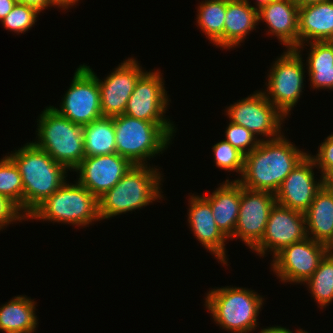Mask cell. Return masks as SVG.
Listing matches in <instances>:
<instances>
[{
    "label": "cell",
    "mask_w": 333,
    "mask_h": 333,
    "mask_svg": "<svg viewBox=\"0 0 333 333\" xmlns=\"http://www.w3.org/2000/svg\"><path fill=\"white\" fill-rule=\"evenodd\" d=\"M308 153L295 147L284 135L262 139L259 145L244 156L241 179L244 188L275 194L284 179Z\"/></svg>",
    "instance_id": "cell-1"
},
{
    "label": "cell",
    "mask_w": 333,
    "mask_h": 333,
    "mask_svg": "<svg viewBox=\"0 0 333 333\" xmlns=\"http://www.w3.org/2000/svg\"><path fill=\"white\" fill-rule=\"evenodd\" d=\"M18 166L24 189V214L28 216L65 182L68 169L32 142L9 155Z\"/></svg>",
    "instance_id": "cell-2"
},
{
    "label": "cell",
    "mask_w": 333,
    "mask_h": 333,
    "mask_svg": "<svg viewBox=\"0 0 333 333\" xmlns=\"http://www.w3.org/2000/svg\"><path fill=\"white\" fill-rule=\"evenodd\" d=\"M159 169L133 165L120 181L98 198L100 220L142 209L163 198Z\"/></svg>",
    "instance_id": "cell-3"
},
{
    "label": "cell",
    "mask_w": 333,
    "mask_h": 333,
    "mask_svg": "<svg viewBox=\"0 0 333 333\" xmlns=\"http://www.w3.org/2000/svg\"><path fill=\"white\" fill-rule=\"evenodd\" d=\"M37 122L38 139L32 143L73 171L85 158L83 126L74 124L52 106L42 111Z\"/></svg>",
    "instance_id": "cell-4"
},
{
    "label": "cell",
    "mask_w": 333,
    "mask_h": 333,
    "mask_svg": "<svg viewBox=\"0 0 333 333\" xmlns=\"http://www.w3.org/2000/svg\"><path fill=\"white\" fill-rule=\"evenodd\" d=\"M263 299L254 290L225 286L207 292L205 307L222 329L249 333L258 326Z\"/></svg>",
    "instance_id": "cell-5"
},
{
    "label": "cell",
    "mask_w": 333,
    "mask_h": 333,
    "mask_svg": "<svg viewBox=\"0 0 333 333\" xmlns=\"http://www.w3.org/2000/svg\"><path fill=\"white\" fill-rule=\"evenodd\" d=\"M29 219L86 227L100 221L98 199L78 181L75 184L66 181L27 216Z\"/></svg>",
    "instance_id": "cell-6"
},
{
    "label": "cell",
    "mask_w": 333,
    "mask_h": 333,
    "mask_svg": "<svg viewBox=\"0 0 333 333\" xmlns=\"http://www.w3.org/2000/svg\"><path fill=\"white\" fill-rule=\"evenodd\" d=\"M116 153L133 165H148L158 153H163L172 137L157 123L130 117L126 114L113 117ZM149 158V159H148Z\"/></svg>",
    "instance_id": "cell-7"
},
{
    "label": "cell",
    "mask_w": 333,
    "mask_h": 333,
    "mask_svg": "<svg viewBox=\"0 0 333 333\" xmlns=\"http://www.w3.org/2000/svg\"><path fill=\"white\" fill-rule=\"evenodd\" d=\"M279 56L268 75L267 99L287 118L291 109L296 106L304 88L305 71L302 53L287 49Z\"/></svg>",
    "instance_id": "cell-8"
},
{
    "label": "cell",
    "mask_w": 333,
    "mask_h": 333,
    "mask_svg": "<svg viewBox=\"0 0 333 333\" xmlns=\"http://www.w3.org/2000/svg\"><path fill=\"white\" fill-rule=\"evenodd\" d=\"M160 74L159 70L146 71L138 79L124 114L148 122H155L174 138L175 125L170 119L165 118L164 114L170 100L164 87L162 74Z\"/></svg>",
    "instance_id": "cell-9"
},
{
    "label": "cell",
    "mask_w": 333,
    "mask_h": 333,
    "mask_svg": "<svg viewBox=\"0 0 333 333\" xmlns=\"http://www.w3.org/2000/svg\"><path fill=\"white\" fill-rule=\"evenodd\" d=\"M52 107L77 125L84 126L102 117L97 76L90 66L83 64L77 68L60 109Z\"/></svg>",
    "instance_id": "cell-10"
},
{
    "label": "cell",
    "mask_w": 333,
    "mask_h": 333,
    "mask_svg": "<svg viewBox=\"0 0 333 333\" xmlns=\"http://www.w3.org/2000/svg\"><path fill=\"white\" fill-rule=\"evenodd\" d=\"M229 121L241 125L257 136L268 140L282 135L281 124L286 118L266 97L264 91H256L226 109Z\"/></svg>",
    "instance_id": "cell-11"
},
{
    "label": "cell",
    "mask_w": 333,
    "mask_h": 333,
    "mask_svg": "<svg viewBox=\"0 0 333 333\" xmlns=\"http://www.w3.org/2000/svg\"><path fill=\"white\" fill-rule=\"evenodd\" d=\"M327 253L325 244L306 237L283 248L272 257V271L284 283L305 284Z\"/></svg>",
    "instance_id": "cell-12"
},
{
    "label": "cell",
    "mask_w": 333,
    "mask_h": 333,
    "mask_svg": "<svg viewBox=\"0 0 333 333\" xmlns=\"http://www.w3.org/2000/svg\"><path fill=\"white\" fill-rule=\"evenodd\" d=\"M305 225L303 212L275 203L270 211L264 235L252 250L260 257L271 251L274 257L283 248L307 237Z\"/></svg>",
    "instance_id": "cell-13"
},
{
    "label": "cell",
    "mask_w": 333,
    "mask_h": 333,
    "mask_svg": "<svg viewBox=\"0 0 333 333\" xmlns=\"http://www.w3.org/2000/svg\"><path fill=\"white\" fill-rule=\"evenodd\" d=\"M275 194L244 188L241 185L240 210L234 234L252 249L263 237Z\"/></svg>",
    "instance_id": "cell-14"
},
{
    "label": "cell",
    "mask_w": 333,
    "mask_h": 333,
    "mask_svg": "<svg viewBox=\"0 0 333 333\" xmlns=\"http://www.w3.org/2000/svg\"><path fill=\"white\" fill-rule=\"evenodd\" d=\"M145 72L137 60L130 57L109 73L104 81L97 77L102 116L124 114L136 82Z\"/></svg>",
    "instance_id": "cell-15"
},
{
    "label": "cell",
    "mask_w": 333,
    "mask_h": 333,
    "mask_svg": "<svg viewBox=\"0 0 333 333\" xmlns=\"http://www.w3.org/2000/svg\"><path fill=\"white\" fill-rule=\"evenodd\" d=\"M133 164L117 153L85 157L73 170L77 178L97 199L111 190L130 170Z\"/></svg>",
    "instance_id": "cell-16"
},
{
    "label": "cell",
    "mask_w": 333,
    "mask_h": 333,
    "mask_svg": "<svg viewBox=\"0 0 333 333\" xmlns=\"http://www.w3.org/2000/svg\"><path fill=\"white\" fill-rule=\"evenodd\" d=\"M314 167L315 162L308 153L280 185L275 193L276 203L304 213L323 187V176L317 182Z\"/></svg>",
    "instance_id": "cell-17"
},
{
    "label": "cell",
    "mask_w": 333,
    "mask_h": 333,
    "mask_svg": "<svg viewBox=\"0 0 333 333\" xmlns=\"http://www.w3.org/2000/svg\"><path fill=\"white\" fill-rule=\"evenodd\" d=\"M188 223L196 239L227 266L225 242L228 239L217 227L210 203L202 195H190Z\"/></svg>",
    "instance_id": "cell-18"
},
{
    "label": "cell",
    "mask_w": 333,
    "mask_h": 333,
    "mask_svg": "<svg viewBox=\"0 0 333 333\" xmlns=\"http://www.w3.org/2000/svg\"><path fill=\"white\" fill-rule=\"evenodd\" d=\"M299 6L292 0H274L258 10V22H266L268 35H276L287 49L299 46Z\"/></svg>",
    "instance_id": "cell-19"
},
{
    "label": "cell",
    "mask_w": 333,
    "mask_h": 333,
    "mask_svg": "<svg viewBox=\"0 0 333 333\" xmlns=\"http://www.w3.org/2000/svg\"><path fill=\"white\" fill-rule=\"evenodd\" d=\"M299 46L313 41H331L333 38V0L320 1L299 7Z\"/></svg>",
    "instance_id": "cell-20"
},
{
    "label": "cell",
    "mask_w": 333,
    "mask_h": 333,
    "mask_svg": "<svg viewBox=\"0 0 333 333\" xmlns=\"http://www.w3.org/2000/svg\"><path fill=\"white\" fill-rule=\"evenodd\" d=\"M202 196L210 203L217 227L230 238L240 210L241 184L237 180L226 179L210 196Z\"/></svg>",
    "instance_id": "cell-21"
},
{
    "label": "cell",
    "mask_w": 333,
    "mask_h": 333,
    "mask_svg": "<svg viewBox=\"0 0 333 333\" xmlns=\"http://www.w3.org/2000/svg\"><path fill=\"white\" fill-rule=\"evenodd\" d=\"M248 0H227L223 30V48L241 45L249 32L256 29L258 10Z\"/></svg>",
    "instance_id": "cell-22"
},
{
    "label": "cell",
    "mask_w": 333,
    "mask_h": 333,
    "mask_svg": "<svg viewBox=\"0 0 333 333\" xmlns=\"http://www.w3.org/2000/svg\"><path fill=\"white\" fill-rule=\"evenodd\" d=\"M304 215L307 237L326 245L333 237V194L325 186L317 192Z\"/></svg>",
    "instance_id": "cell-23"
},
{
    "label": "cell",
    "mask_w": 333,
    "mask_h": 333,
    "mask_svg": "<svg viewBox=\"0 0 333 333\" xmlns=\"http://www.w3.org/2000/svg\"><path fill=\"white\" fill-rule=\"evenodd\" d=\"M36 303L26 296H15L0 307V331L35 332L38 325Z\"/></svg>",
    "instance_id": "cell-24"
},
{
    "label": "cell",
    "mask_w": 333,
    "mask_h": 333,
    "mask_svg": "<svg viewBox=\"0 0 333 333\" xmlns=\"http://www.w3.org/2000/svg\"><path fill=\"white\" fill-rule=\"evenodd\" d=\"M307 73L314 89L333 90V43L331 41L309 42Z\"/></svg>",
    "instance_id": "cell-25"
},
{
    "label": "cell",
    "mask_w": 333,
    "mask_h": 333,
    "mask_svg": "<svg viewBox=\"0 0 333 333\" xmlns=\"http://www.w3.org/2000/svg\"><path fill=\"white\" fill-rule=\"evenodd\" d=\"M85 157L116 153L113 117L102 116L83 126Z\"/></svg>",
    "instance_id": "cell-26"
},
{
    "label": "cell",
    "mask_w": 333,
    "mask_h": 333,
    "mask_svg": "<svg viewBox=\"0 0 333 333\" xmlns=\"http://www.w3.org/2000/svg\"><path fill=\"white\" fill-rule=\"evenodd\" d=\"M227 0H205L200 2L197 12V26L207 35L213 45L223 50V30Z\"/></svg>",
    "instance_id": "cell-27"
},
{
    "label": "cell",
    "mask_w": 333,
    "mask_h": 333,
    "mask_svg": "<svg viewBox=\"0 0 333 333\" xmlns=\"http://www.w3.org/2000/svg\"><path fill=\"white\" fill-rule=\"evenodd\" d=\"M318 307L326 308L333 301V253H327L313 275L305 282Z\"/></svg>",
    "instance_id": "cell-28"
},
{
    "label": "cell",
    "mask_w": 333,
    "mask_h": 333,
    "mask_svg": "<svg viewBox=\"0 0 333 333\" xmlns=\"http://www.w3.org/2000/svg\"><path fill=\"white\" fill-rule=\"evenodd\" d=\"M0 194L8 197L24 213V189L18 166L9 155L0 160Z\"/></svg>",
    "instance_id": "cell-29"
},
{
    "label": "cell",
    "mask_w": 333,
    "mask_h": 333,
    "mask_svg": "<svg viewBox=\"0 0 333 333\" xmlns=\"http://www.w3.org/2000/svg\"><path fill=\"white\" fill-rule=\"evenodd\" d=\"M38 13L40 14L35 8L17 3L1 23L6 30L16 34L25 33L37 22Z\"/></svg>",
    "instance_id": "cell-30"
},
{
    "label": "cell",
    "mask_w": 333,
    "mask_h": 333,
    "mask_svg": "<svg viewBox=\"0 0 333 333\" xmlns=\"http://www.w3.org/2000/svg\"><path fill=\"white\" fill-rule=\"evenodd\" d=\"M212 148L217 167L228 172L236 171L242 175L244 169V154L225 140L217 142Z\"/></svg>",
    "instance_id": "cell-31"
},
{
    "label": "cell",
    "mask_w": 333,
    "mask_h": 333,
    "mask_svg": "<svg viewBox=\"0 0 333 333\" xmlns=\"http://www.w3.org/2000/svg\"><path fill=\"white\" fill-rule=\"evenodd\" d=\"M225 135L224 140L229 142L244 155L251 153L262 140L257 139V136L245 127L232 123L231 121L226 128Z\"/></svg>",
    "instance_id": "cell-32"
},
{
    "label": "cell",
    "mask_w": 333,
    "mask_h": 333,
    "mask_svg": "<svg viewBox=\"0 0 333 333\" xmlns=\"http://www.w3.org/2000/svg\"><path fill=\"white\" fill-rule=\"evenodd\" d=\"M314 160L317 168L321 169V176H325L329 172L333 171V134L327 136V138L320 144L318 153L316 156L309 154Z\"/></svg>",
    "instance_id": "cell-33"
},
{
    "label": "cell",
    "mask_w": 333,
    "mask_h": 333,
    "mask_svg": "<svg viewBox=\"0 0 333 333\" xmlns=\"http://www.w3.org/2000/svg\"><path fill=\"white\" fill-rule=\"evenodd\" d=\"M23 220L27 221V216L20 208L8 197L0 194V230L11 222L13 224V222H22Z\"/></svg>",
    "instance_id": "cell-34"
},
{
    "label": "cell",
    "mask_w": 333,
    "mask_h": 333,
    "mask_svg": "<svg viewBox=\"0 0 333 333\" xmlns=\"http://www.w3.org/2000/svg\"><path fill=\"white\" fill-rule=\"evenodd\" d=\"M17 3L27 5L29 7L35 8L41 13V11L47 9L50 6H55L51 0H15Z\"/></svg>",
    "instance_id": "cell-35"
},
{
    "label": "cell",
    "mask_w": 333,
    "mask_h": 333,
    "mask_svg": "<svg viewBox=\"0 0 333 333\" xmlns=\"http://www.w3.org/2000/svg\"><path fill=\"white\" fill-rule=\"evenodd\" d=\"M16 4L15 0H0V22L12 11Z\"/></svg>",
    "instance_id": "cell-36"
},
{
    "label": "cell",
    "mask_w": 333,
    "mask_h": 333,
    "mask_svg": "<svg viewBox=\"0 0 333 333\" xmlns=\"http://www.w3.org/2000/svg\"><path fill=\"white\" fill-rule=\"evenodd\" d=\"M297 333H300L302 331V329H298L296 330ZM260 333H293L292 331H290L288 328L286 329L285 327H281V326H272V327H267V328H263Z\"/></svg>",
    "instance_id": "cell-37"
},
{
    "label": "cell",
    "mask_w": 333,
    "mask_h": 333,
    "mask_svg": "<svg viewBox=\"0 0 333 333\" xmlns=\"http://www.w3.org/2000/svg\"><path fill=\"white\" fill-rule=\"evenodd\" d=\"M78 1L79 0H51V2L55 5V7L56 6H57V8L61 7L62 9H65V11H66V9L74 6V4H76Z\"/></svg>",
    "instance_id": "cell-38"
},
{
    "label": "cell",
    "mask_w": 333,
    "mask_h": 333,
    "mask_svg": "<svg viewBox=\"0 0 333 333\" xmlns=\"http://www.w3.org/2000/svg\"><path fill=\"white\" fill-rule=\"evenodd\" d=\"M323 186L333 194V171L323 176Z\"/></svg>",
    "instance_id": "cell-39"
},
{
    "label": "cell",
    "mask_w": 333,
    "mask_h": 333,
    "mask_svg": "<svg viewBox=\"0 0 333 333\" xmlns=\"http://www.w3.org/2000/svg\"><path fill=\"white\" fill-rule=\"evenodd\" d=\"M295 4H297L299 7L311 4V3H317L320 1H326V0H292Z\"/></svg>",
    "instance_id": "cell-40"
},
{
    "label": "cell",
    "mask_w": 333,
    "mask_h": 333,
    "mask_svg": "<svg viewBox=\"0 0 333 333\" xmlns=\"http://www.w3.org/2000/svg\"><path fill=\"white\" fill-rule=\"evenodd\" d=\"M271 1H274V0H256V3H255L256 5L253 7L255 9L259 10L262 6L267 5Z\"/></svg>",
    "instance_id": "cell-41"
},
{
    "label": "cell",
    "mask_w": 333,
    "mask_h": 333,
    "mask_svg": "<svg viewBox=\"0 0 333 333\" xmlns=\"http://www.w3.org/2000/svg\"><path fill=\"white\" fill-rule=\"evenodd\" d=\"M329 253H333V237L332 239L326 244Z\"/></svg>",
    "instance_id": "cell-42"
},
{
    "label": "cell",
    "mask_w": 333,
    "mask_h": 333,
    "mask_svg": "<svg viewBox=\"0 0 333 333\" xmlns=\"http://www.w3.org/2000/svg\"><path fill=\"white\" fill-rule=\"evenodd\" d=\"M5 333H34V332L12 331V332H5Z\"/></svg>",
    "instance_id": "cell-43"
},
{
    "label": "cell",
    "mask_w": 333,
    "mask_h": 333,
    "mask_svg": "<svg viewBox=\"0 0 333 333\" xmlns=\"http://www.w3.org/2000/svg\"><path fill=\"white\" fill-rule=\"evenodd\" d=\"M300 333H308L307 331H305V330H302Z\"/></svg>",
    "instance_id": "cell-44"
}]
</instances>
